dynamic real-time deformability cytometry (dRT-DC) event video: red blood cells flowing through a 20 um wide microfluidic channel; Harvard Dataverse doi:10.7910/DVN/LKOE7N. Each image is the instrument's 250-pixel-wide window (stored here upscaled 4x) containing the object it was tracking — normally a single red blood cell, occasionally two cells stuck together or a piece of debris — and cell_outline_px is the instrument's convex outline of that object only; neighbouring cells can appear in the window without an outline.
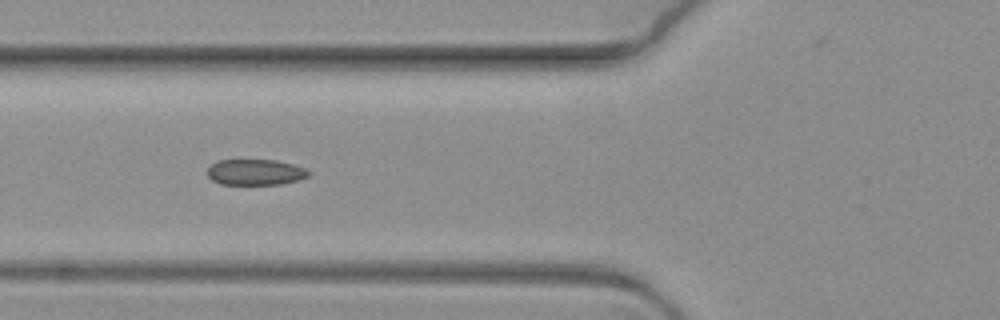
{"species": "common noctule bat (a hibernating species)", "species_latin": "Nyctalus noctula", "temperature_condition": "warm", "stored_images_in_passage": 2, "camera_frame_rate_fps": 3000, "um_per_image_px": 0.085, "animal": {"sex": "female", "body_mass_g": 19.3, "forearm_length_mm": 54.1}, "frame": {"image": 1, "passage_image": 2, "time_ms": 0.333, "image_size_px": [1000, 320], "cell_outline_px": [[312, 172], [308, 176], [296, 180], [280, 184], [220, 184], [212, 180], [208, 176], [208, 168], [216, 160], [276, 160], [292, 164], [304, 168]], "centroid_in_image_um": [21.69, 14.63], "position_along_channel_um": 104.1, "area_um2": 15.14}}